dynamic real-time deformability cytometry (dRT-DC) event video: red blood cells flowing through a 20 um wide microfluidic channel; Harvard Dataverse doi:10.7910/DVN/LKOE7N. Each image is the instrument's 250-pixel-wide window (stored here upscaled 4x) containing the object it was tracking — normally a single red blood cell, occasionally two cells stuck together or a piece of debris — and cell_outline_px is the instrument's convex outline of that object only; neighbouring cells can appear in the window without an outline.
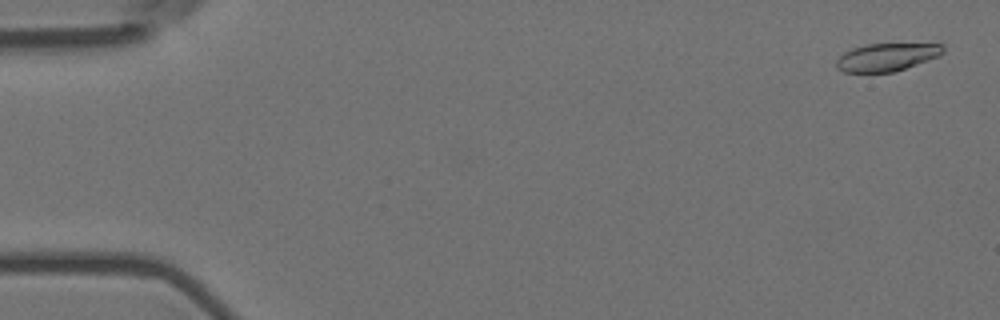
{"species": "Egyptian fruit bat (a non-hibernating species)", "species_latin": "Rousettus aegyptiacus", "temperature_condition": "room temperature", "stored_images_in_passage": 57, "camera_frame_rate_fps": 3000, "um_per_image_px": 0.085, "animal": {"sex": "female"}, "frame": {"image": 1, "passage_image": 2, "time_ms": 0.333, "image_size_px": [1000, 320], "cell_outline_px": [[944, 52], [940, 56], [892, 72], [844, 72], [836, 68], [836, 60], [844, 52], [852, 48], [868, 44], [944, 44]], "centroid_in_image_um": [75.36, 4.85], "position_along_channel_um": 9.6, "area_um2": 17.17}}
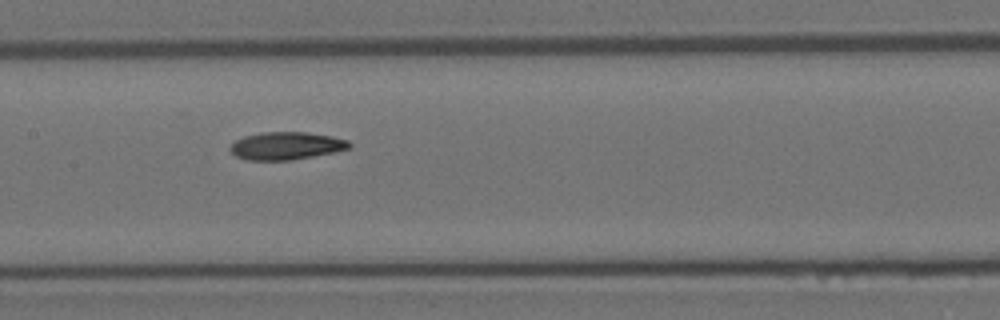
{"frame": {"image": 2, "passage_image": 28, "time_ms": 9.0, "image_size_px": [1000, 320], "cell_outline_px": [[352, 144], [348, 148], [332, 152], [292, 160], [248, 160], [236, 156], [228, 148], [236, 140], [244, 136], [260, 132], [304, 132], [332, 136], [348, 140]], "centroid_in_image_um": [24.3, 12.39], "position_along_channel_um": 183.1, "area_um2": 19.07}}
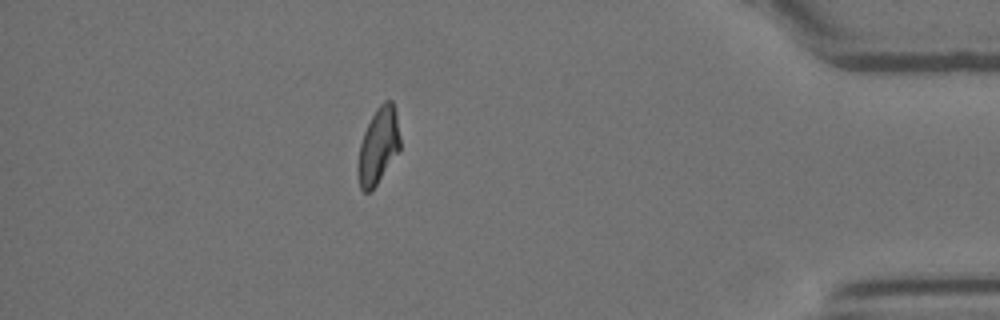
{"frame": {"image": 3, "passage_image": 50, "time_ms": 16.333, "image_size_px": [1000, 320], "cell_outline_px": [[400, 148], [376, 184], [368, 192], [364, 192], [360, 188], [356, 172], [356, 164], [360, 144], [364, 132], [376, 108], [384, 100], [392, 100], [396, 112], [400, 136]], "centroid_in_image_um": [32.13, 12.38], "position_along_channel_um": 403.1, "area_um2": 18.61}, "authors_computed_cell_mechanics": {"area_um2": 18.9584, "velocity_mm_per_s": 3.5917, "shape_relaxation_time_tau1_ms": 9.8468, "shape_relaxation_time_tau2_ms": 4.8226, "deformation_change_tau1": 0.258, "deformation_change_tau2": 0.1102}}